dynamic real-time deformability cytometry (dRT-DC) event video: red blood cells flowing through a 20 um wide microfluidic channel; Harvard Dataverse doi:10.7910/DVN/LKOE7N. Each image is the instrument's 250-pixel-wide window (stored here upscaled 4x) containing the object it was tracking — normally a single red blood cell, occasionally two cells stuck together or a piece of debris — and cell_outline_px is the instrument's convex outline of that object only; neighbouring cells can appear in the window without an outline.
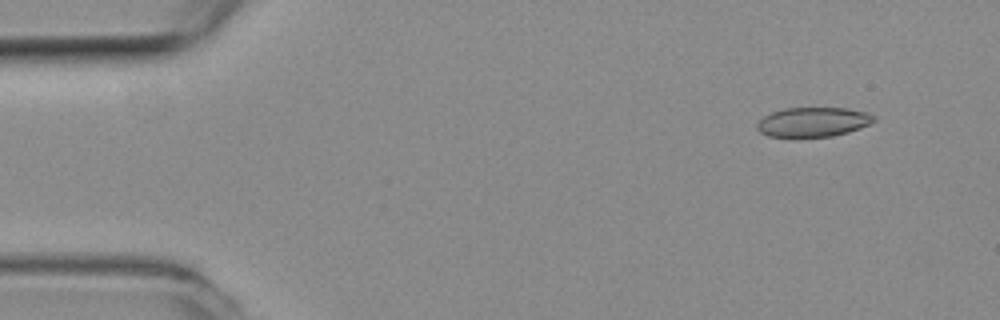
{"species": "common noctule bat (a hibernating species)", "species_latin": "Nyctalus noctula", "temperature_condition": "room temperature", "stored_images_in_passage": 56, "camera_frame_rate_fps": 3000, "um_per_image_px": 0.085, "animal": {"sex": "female", "body_mass_g": 19.3, "forearm_length_mm": 54.1}, "frame": {"image": 1, "passage_image": 5, "time_ms": 1.333, "image_size_px": [1000, 320], "cell_outline_px": [[876, 120], [860, 128], [848, 132], [832, 136], [796, 140], [768, 136], [760, 132], [756, 128], [756, 124], [764, 116], [772, 112], [784, 108], [844, 108], [864, 112], [876, 116]], "centroid_in_image_um": [69.04, 10.42], "position_along_channel_um": 16.0, "area_um2": 20.75}}
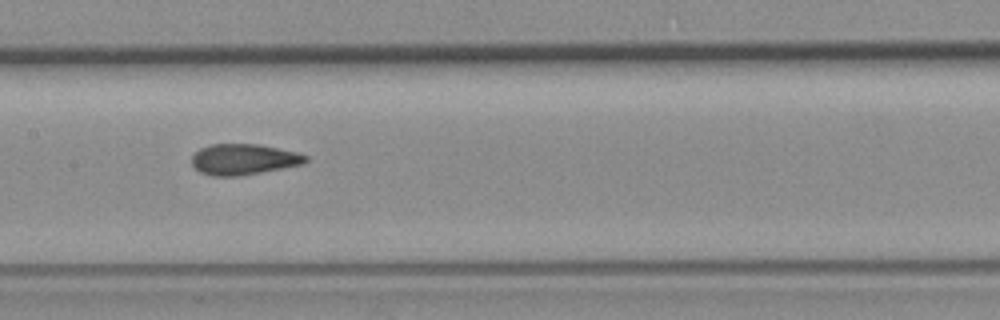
{"frame": {"image": 2, "passage_image": 27, "time_ms": 8.667, "image_size_px": [1000, 320], "cell_outline_px": [[308, 160], [304, 164], [240, 176], [212, 176], [200, 172], [192, 164], [192, 156], [200, 148], [212, 144], [260, 144], [296, 152], [308, 156]], "centroid_in_image_um": [20.72, 13.54], "position_along_channel_um": 186.7, "area_um2": 20.46}}
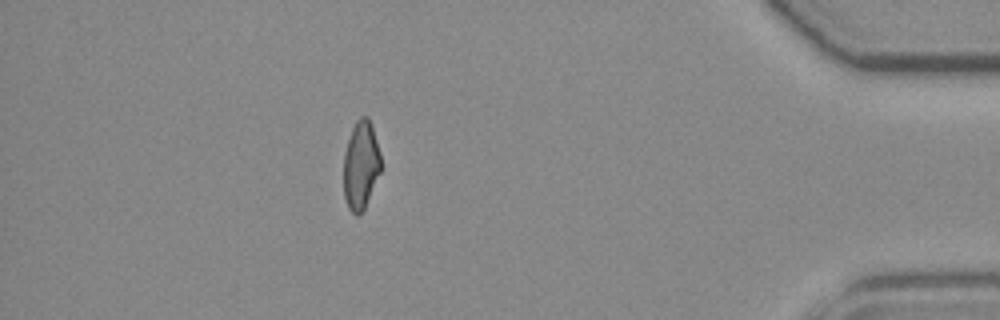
{"frame": {"image": 3, "passage_image": 49, "time_ms": 16.0, "image_size_px": [1000, 320], "cell_outline_px": [[380, 172], [364, 208], [356, 216], [348, 208], [344, 196], [344, 152], [352, 128], [356, 120], [360, 116], [368, 116], [372, 124], [380, 152]], "centroid_in_image_um": [30.66, 13.99], "position_along_channel_um": 404.5, "area_um2": 19.07}, "authors_computed_cell_mechanics": {"area_um2": 20.6635, "velocity_mm_per_s": 3.6748, "shape_relaxation_time_tau1_ms": null, "shape_relaxation_time_tau2_ms": 1.9127, "deformation_change_tau1": null, "deformation_change_tau2": 0.0788}}